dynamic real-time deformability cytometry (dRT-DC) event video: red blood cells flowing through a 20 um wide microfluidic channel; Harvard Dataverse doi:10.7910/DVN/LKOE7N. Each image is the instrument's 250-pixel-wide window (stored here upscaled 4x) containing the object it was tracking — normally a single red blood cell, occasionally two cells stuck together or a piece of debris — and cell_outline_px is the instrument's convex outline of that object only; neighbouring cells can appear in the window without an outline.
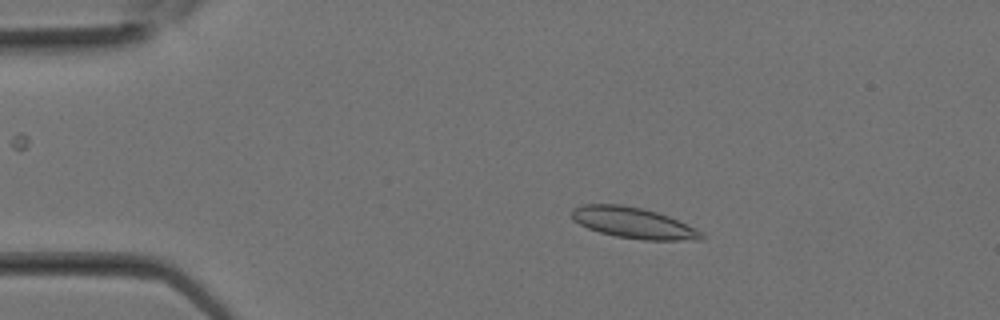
{"species": "Egyptian fruit bat (a non-hibernating species)", "species_latin": "Rousettus aegyptiacus", "temperature_condition": "room temperature", "stored_images_in_passage": 10, "camera_frame_rate_fps": 3000, "um_per_image_px": 0.085, "animal": {"sex": "female"}, "frame": {"image": 1, "passage_image": 5, "time_ms": 1.333, "image_size_px": [1000, 320], "cell_outline_px": [[708, 236], [704, 240], [644, 240], [616, 236], [600, 232], [588, 228], [572, 220], [572, 208], [584, 204], [620, 204], [640, 208], [656, 212], [668, 216], [704, 232]], "centroid_in_image_um": [53.88, 18.95], "position_along_channel_um": 31.1, "area_um2": 23.41}}
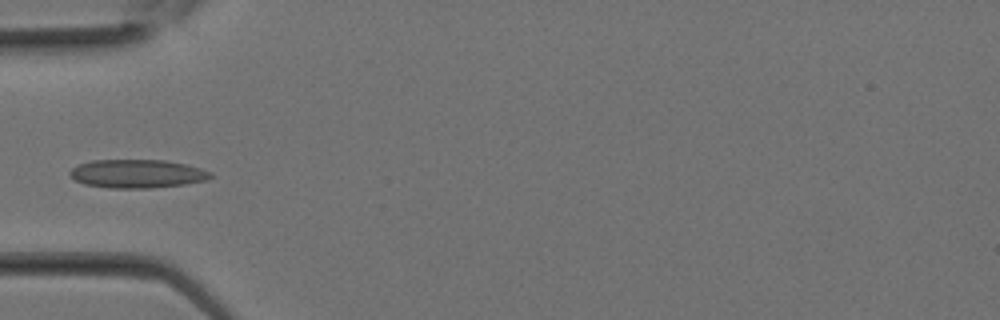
{"frame": {"image": 2, "passage_image": 9, "time_ms": 2.667, "image_size_px": [1000, 320], "cell_outline_px": [[212, 176], [204, 180], [184, 184], [152, 188], [108, 188], [84, 184], [76, 180], [68, 172], [72, 168], [80, 164], [92, 160], [164, 160], [184, 164], [200, 168], [212, 172]], "centroid_in_image_um": [11.64, 14.77], "position_along_channel_um": 73.4, "area_um2": 23.18}}